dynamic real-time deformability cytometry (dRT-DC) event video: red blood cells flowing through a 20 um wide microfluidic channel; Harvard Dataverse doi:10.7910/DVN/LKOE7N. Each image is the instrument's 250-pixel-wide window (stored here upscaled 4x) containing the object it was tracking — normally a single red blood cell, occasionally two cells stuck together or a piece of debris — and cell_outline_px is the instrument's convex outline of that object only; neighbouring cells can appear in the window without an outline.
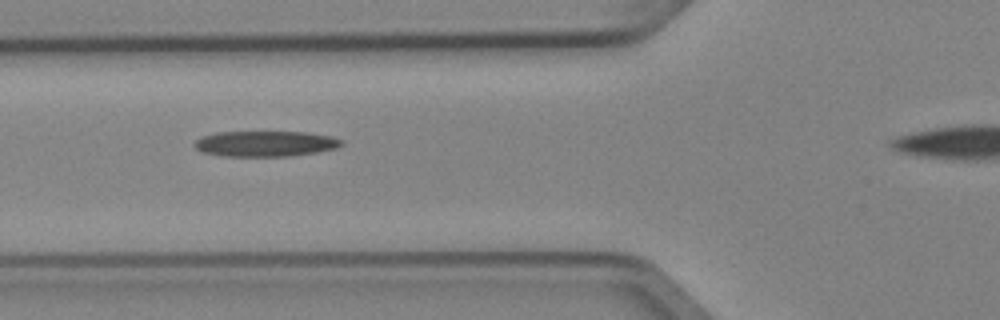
{"species": "Egyptian fruit bat (a non-hibernating species)", "species_latin": "Rousettus aegyptiacus", "temperature_condition": "cold", "stored_images_in_passage": 5, "camera_frame_rate_fps": 3000, "um_per_image_px": 0.085, "animal": {"sex": "female"}, "frame": {"image": 1, "passage_image": 3, "time_ms": 0.667, "image_size_px": [1000, 320], "cell_outline_px": [[344, 144], [336, 148], [316, 152], [288, 156], [224, 156], [204, 152], [196, 148], [192, 144], [196, 140], [204, 136], [216, 132], [308, 132], [332, 136], [344, 140]], "centroid_in_image_um": [22.6, 12.21], "position_along_channel_um": 103.2, "area_um2": 21.91}}